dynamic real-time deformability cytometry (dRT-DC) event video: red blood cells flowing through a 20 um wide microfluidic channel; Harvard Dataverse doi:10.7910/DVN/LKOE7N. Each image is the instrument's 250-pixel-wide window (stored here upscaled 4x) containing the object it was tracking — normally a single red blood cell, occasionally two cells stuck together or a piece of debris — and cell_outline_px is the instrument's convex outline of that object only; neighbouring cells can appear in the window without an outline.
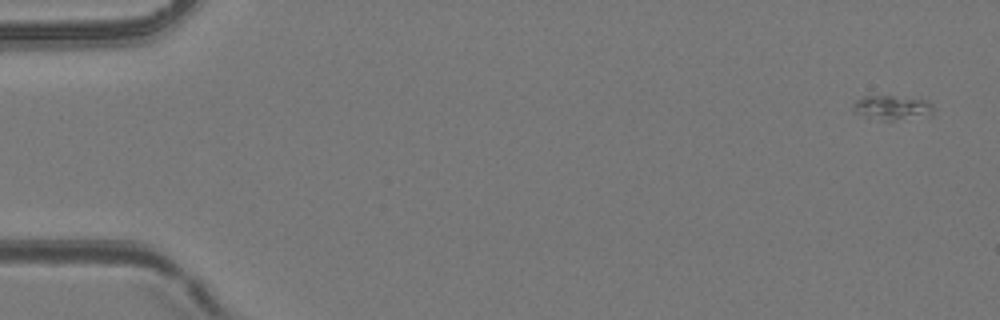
{"species": "common noctule bat (a hibernating species)", "species_latin": "Nyctalus noctula", "temperature_condition": "room temperature", "stored_images_in_passage": 5, "camera_frame_rate_fps": 3000, "um_per_image_px": 0.085, "animal": {"sex": "female", "body_mass_g": 24.6, "forearm_length_mm": 56.2}, "frame": {"image": 1, "passage_image": 1, "time_ms": 0.0, "image_size_px": [1000, 320], "cell_outline_px": [[932, 116], [892, 120], [880, 120], [856, 112], [852, 108], [852, 104], [856, 100], [864, 96], [892, 96], [928, 100], [932, 104]], "centroid_in_image_um": [75.87, 9.14], "position_along_channel_um": 9.1, "area_um2": 11.33}}